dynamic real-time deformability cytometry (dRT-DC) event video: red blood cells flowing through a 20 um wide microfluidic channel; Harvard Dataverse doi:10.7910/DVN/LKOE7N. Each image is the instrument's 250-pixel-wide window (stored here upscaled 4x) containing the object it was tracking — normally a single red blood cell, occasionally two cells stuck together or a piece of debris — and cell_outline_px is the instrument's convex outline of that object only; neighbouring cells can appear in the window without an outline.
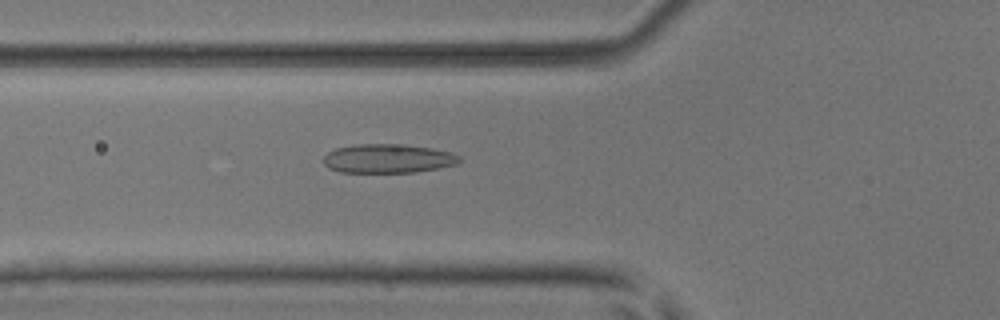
{"species": "common noctule bat (a hibernating species)", "species_latin": "Nyctalus noctula", "temperature_condition": "room temperature", "stored_images_in_passage": 35, "camera_frame_rate_fps": 3000, "um_per_image_px": 0.085, "animal": {"sex": "male", "body_mass_g": 17.9, "forearm_length_mm": 54.2}, "frame": {"image": 1, "passage_image": 3, "time_ms": 0.667, "image_size_px": [1000, 320], "cell_outline_px": [[460, 160], [456, 164], [440, 168], [416, 172], [340, 172], [328, 168], [324, 164], [324, 156], [328, 152], [336, 148], [356, 144], [404, 144], [432, 148], [448, 152], [460, 156]], "centroid_in_image_um": [32.96, 13.47], "position_along_channel_um": 92.8, "area_um2": 22.95}}
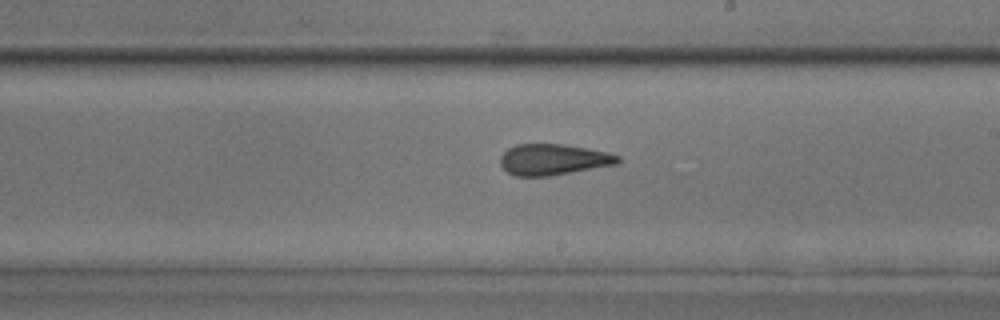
{"frame": {"image": 2, "passage_image": 14, "time_ms": 4.333, "image_size_px": [1000, 320], "cell_outline_px": [[620, 160], [616, 164], [548, 176], [516, 176], [508, 172], [500, 164], [500, 156], [508, 148], [516, 144], [564, 144], [608, 152], [620, 156]], "centroid_in_image_um": [47.01, 13.55], "position_along_channel_um": 242.0, "area_um2": 21.1}}
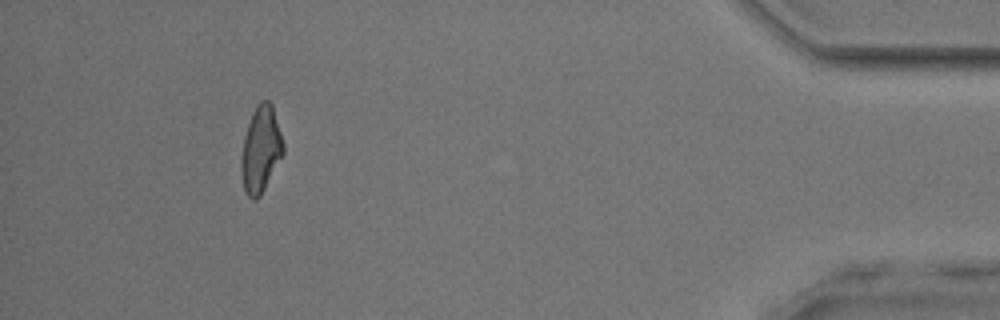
{"frame": {"image": 3, "passage_image": 31, "time_ms": 10.0, "image_size_px": [1000, 320], "cell_outline_px": [[284, 152], [260, 196], [256, 200], [252, 200], [248, 196], [244, 188], [240, 168], [240, 160], [244, 136], [252, 112], [256, 104], [260, 100], [268, 100], [272, 104], [284, 144]], "centroid_in_image_um": [22.15, 12.68], "position_along_channel_um": 413.0, "area_um2": 21.1}, "authors_computed_cell_mechanics": {"area_um2": 21.097, "velocity_mm_per_s": 4.0772, "shape_relaxation_time_tau1_ms": 9.6, "shape_relaxation_time_tau2_ms": 2.0192, "deformation_change_tau1": 0.1927, "deformation_change_tau2": 0.1131}}